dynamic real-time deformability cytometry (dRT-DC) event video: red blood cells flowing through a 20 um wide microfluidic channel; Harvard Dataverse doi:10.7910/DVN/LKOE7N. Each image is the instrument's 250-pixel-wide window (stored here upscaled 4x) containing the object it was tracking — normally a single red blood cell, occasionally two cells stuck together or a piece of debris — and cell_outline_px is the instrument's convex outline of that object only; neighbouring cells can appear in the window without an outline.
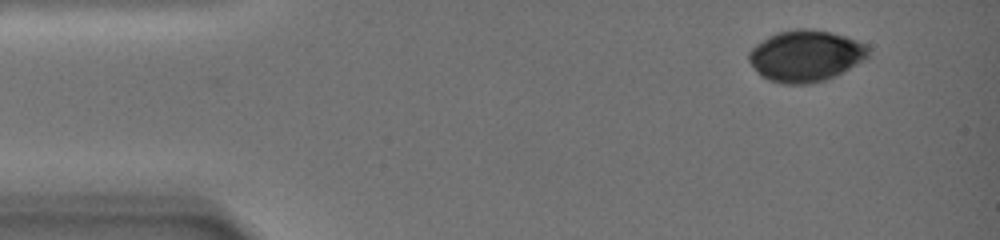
{"species": "common noctule bat (a hibernating species)", "species_latin": "Nyctalus noctula", "temperature_condition": "warm", "stored_images_in_passage": 11, "camera_frame_rate_fps": 3000, "um_per_image_px": 0.085, "animal": {"sex": "female", "body_mass_g": 19.0, "forearm_length_mm": 51.5}, "frame": {"image": 1, "passage_image": 1, "time_ms": 0.0, "image_size_px": [1000, 240], "cell_outline_px": [[872, 52], [868, 60], [828, 80], [808, 84], [780, 84], [768, 80], [760, 76], [756, 72], [748, 60], [748, 52], [756, 44], [768, 36], [776, 32], [796, 28], [812, 28], [844, 36], [868, 44]], "centroid_in_image_um": [68.52, 4.76], "position_along_channel_um": 16.5, "area_um2": 36.76}}